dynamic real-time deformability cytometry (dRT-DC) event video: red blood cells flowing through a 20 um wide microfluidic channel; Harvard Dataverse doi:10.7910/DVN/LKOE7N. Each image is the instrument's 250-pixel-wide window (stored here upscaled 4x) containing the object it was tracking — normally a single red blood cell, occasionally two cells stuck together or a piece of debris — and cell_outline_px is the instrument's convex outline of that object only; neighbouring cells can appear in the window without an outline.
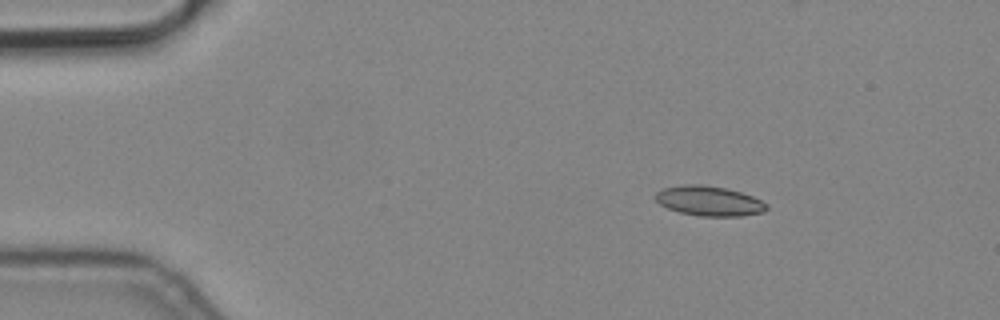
{"species": "common noctule bat (a hibernating species)", "species_latin": "Nyctalus noctula", "temperature_condition": "cold", "stored_images_in_passage": 4, "camera_frame_rate_fps": 3000, "um_per_image_px": 0.085, "animal": {"sex": "male", "body_mass_g": 19.2, "forearm_length_mm": 51.8}, "frame": {"image": 1, "passage_image": 3, "time_ms": 0.667, "image_size_px": [1000, 320], "cell_outline_px": [[768, 208], [764, 212], [740, 216], [700, 216], [680, 212], [668, 208], [660, 204], [656, 200], [656, 192], [664, 188], [684, 184], [704, 184], [724, 188], [740, 192], [752, 196], [768, 204]], "centroid_in_image_um": [60.29, 17.08], "position_along_channel_um": 24.7, "area_um2": 19.25}}